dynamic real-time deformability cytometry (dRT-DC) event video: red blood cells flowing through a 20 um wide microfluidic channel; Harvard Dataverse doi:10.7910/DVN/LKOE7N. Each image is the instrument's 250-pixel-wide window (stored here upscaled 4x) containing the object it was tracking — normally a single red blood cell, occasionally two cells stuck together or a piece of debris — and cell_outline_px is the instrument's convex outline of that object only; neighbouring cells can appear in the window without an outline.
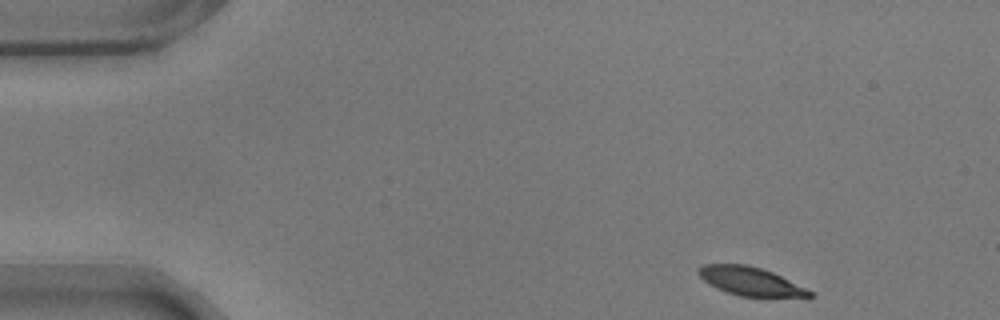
{"species": "common noctule bat (a hibernating species)", "species_latin": "Nyctalus noctula", "temperature_condition": "warm", "stored_images_in_passage": 11, "camera_frame_rate_fps": 3000, "um_per_image_px": 0.085, "animal": {"sex": "male", "body_mass_g": 17.9}, "frame": {"image": 1, "passage_image": 1, "time_ms": 0.0, "image_size_px": [1000, 320], "cell_outline_px": [[816, 296], [808, 300], [740, 296], [716, 288], [708, 284], [696, 272], [696, 268], [704, 264], [744, 264], [760, 268], [772, 272], [812, 292]], "centroid_in_image_um": [63.87, 23.97], "position_along_channel_um": 21.1, "area_um2": 19.07}}